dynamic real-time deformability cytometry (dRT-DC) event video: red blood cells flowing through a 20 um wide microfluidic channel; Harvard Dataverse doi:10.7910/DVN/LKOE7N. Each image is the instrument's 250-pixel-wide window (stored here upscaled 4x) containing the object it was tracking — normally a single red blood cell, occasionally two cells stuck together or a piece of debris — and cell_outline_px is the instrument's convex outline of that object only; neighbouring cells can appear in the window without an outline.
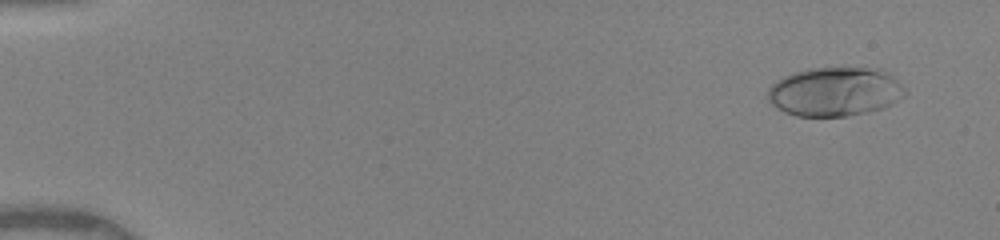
{"species": "human", "species_latin": "Homo sapiens", "temperature_condition": "warm", "stored_images_in_passage": 50, "camera_frame_rate_fps": 3000, "um_per_image_px": 0.085, "donor": {"sex": "female"}, "frame": {"image": 1, "passage_image": 4, "time_ms": 1.0, "image_size_px": [1000, 240], "cell_outline_px": [[908, 92], [904, 96], [892, 104], [884, 108], [844, 116], [796, 116], [784, 112], [776, 108], [768, 100], [768, 88], [776, 80], [792, 72], [808, 68], [880, 68], [888, 72]], "centroid_in_image_um": [70.95, 7.78], "position_along_channel_um": 14.0, "area_um2": 39.36}}
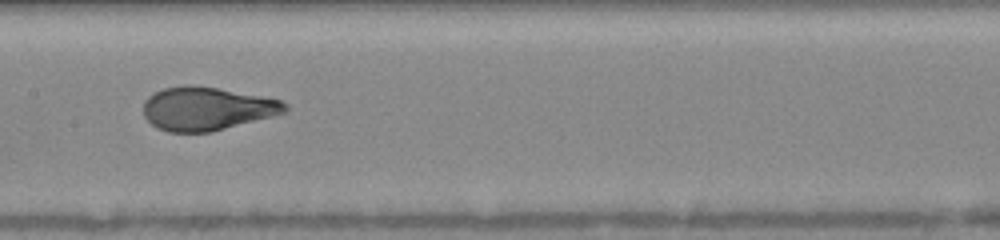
{"frame": {"image": 2, "passage_image": 27, "time_ms": 8.667, "image_size_px": [1000, 240], "cell_outline_px": [[288, 112], [212, 132], [168, 132], [156, 128], [144, 116], [144, 100], [152, 92], [164, 88], [188, 84], [216, 88], [260, 96], [280, 100], [288, 104]], "centroid_in_image_um": [17.56, 9.24], "position_along_channel_um": 189.8, "area_um2": 35.84}}
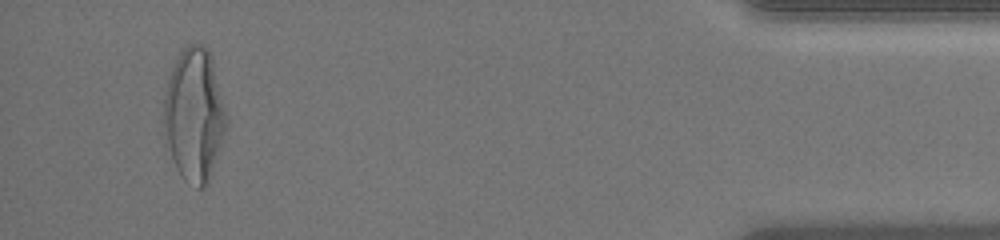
{"frame": {"image": 3, "passage_image": 48, "time_ms": 15.667, "image_size_px": [1000, 240], "cell_outline_px": [[228, 124], [208, 184], [204, 188], [196, 188], [188, 184], [180, 176], [172, 160], [168, 144], [164, 120], [164, 92], [172, 68], [180, 52], [188, 44], [204, 44], [208, 48], [212, 56], [228, 116]], "centroid_in_image_um": [16.55, 9.77], "position_along_channel_um": 418.7, "area_um2": 48.84}, "authors_computed_cell_mechanics": {"area_um2": 36.8764, "velocity_mm_per_s": 4.1117, "shape_relaxation_time_tau1_ms": 4.9574, "shape_relaxation_time_tau2_ms": null, "deformation_change_tau1": 0.2415, "deformation_change_tau2": null}}